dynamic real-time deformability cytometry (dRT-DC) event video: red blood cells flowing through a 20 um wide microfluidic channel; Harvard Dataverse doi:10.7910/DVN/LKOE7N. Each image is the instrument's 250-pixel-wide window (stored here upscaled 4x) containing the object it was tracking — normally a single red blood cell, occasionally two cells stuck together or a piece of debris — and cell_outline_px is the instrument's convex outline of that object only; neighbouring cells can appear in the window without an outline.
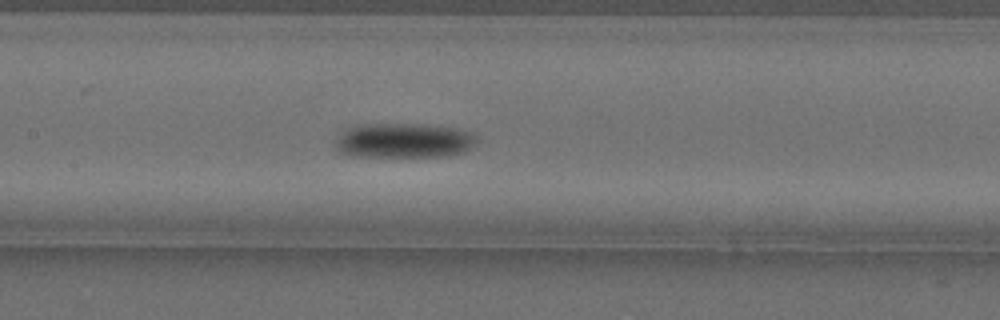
{"species": "Egyptian fruit bat (a non-hibernating species)", "species_latin": "Rousettus aegyptiacus", "temperature_condition": "cold", "stored_images_in_passage": 38, "camera_frame_rate_fps": 3000, "um_per_image_px": 0.085, "animal": {"sex": "female"}, "frame": {"image": 1, "passage_image": 10, "time_ms": 3.0, "image_size_px": [1000, 320], "cell_outline_px": [[476, 140], [464, 152], [440, 156], [356, 156], [340, 152], [336, 148], [336, 140], [348, 128], [356, 124], [424, 124], [456, 128], [468, 132], [476, 136]], "centroid_in_image_um": [34.3, 11.93], "position_along_channel_um": 173.1, "area_um2": 28.21}}
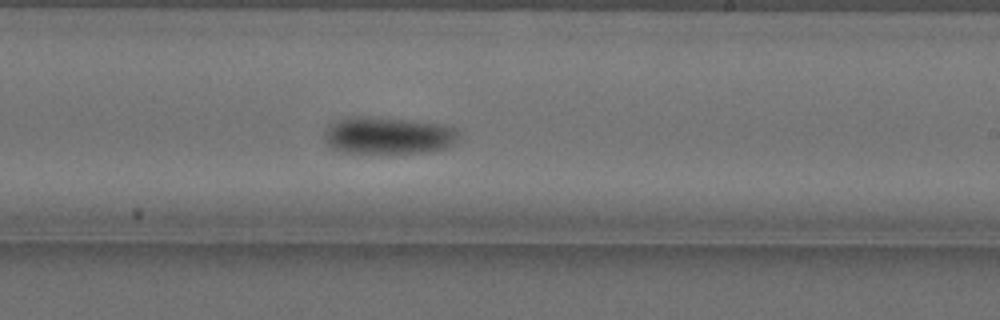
{"frame": {"image": 2, "passage_image": 17, "time_ms": 5.333, "image_size_px": [1000, 320], "cell_outline_px": [[460, 136], [452, 144], [444, 148], [428, 152], [344, 152], [332, 148], [324, 140], [324, 132], [332, 124], [340, 120], [356, 116], [364, 116], [404, 120], [440, 124], [456, 128]], "centroid_in_image_um": [33.0, 11.52], "position_along_channel_um": 256.0, "area_um2": 28.44}}
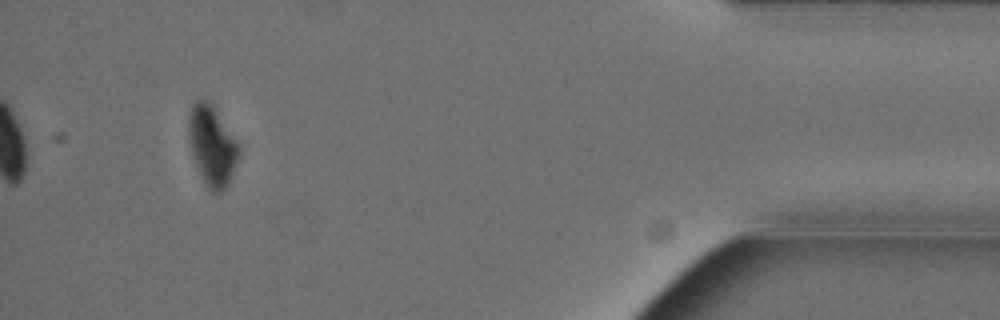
{"frame": {"image": 3, "passage_image": 35, "time_ms": 11.333, "image_size_px": [1000, 320], "cell_outline_px": [[240, 152], [228, 184], [224, 188], [216, 192], [212, 192], [208, 188], [192, 156], [188, 136], [188, 120], [192, 104], [196, 100], [208, 100], [212, 104], [240, 144]], "centroid_in_image_um": [18.03, 12.34], "position_along_channel_um": 417.2, "area_um2": 23.18}, "authors_computed_cell_mechanics": {"area_um2": 27.0793, "velocity_mm_per_s": 3.5775, "shape_relaxation_time_tau1_ms": 2.3197, "shape_relaxation_time_tau2_ms": null, "deformation_change_tau1": 0.102, "deformation_change_tau2": null}}